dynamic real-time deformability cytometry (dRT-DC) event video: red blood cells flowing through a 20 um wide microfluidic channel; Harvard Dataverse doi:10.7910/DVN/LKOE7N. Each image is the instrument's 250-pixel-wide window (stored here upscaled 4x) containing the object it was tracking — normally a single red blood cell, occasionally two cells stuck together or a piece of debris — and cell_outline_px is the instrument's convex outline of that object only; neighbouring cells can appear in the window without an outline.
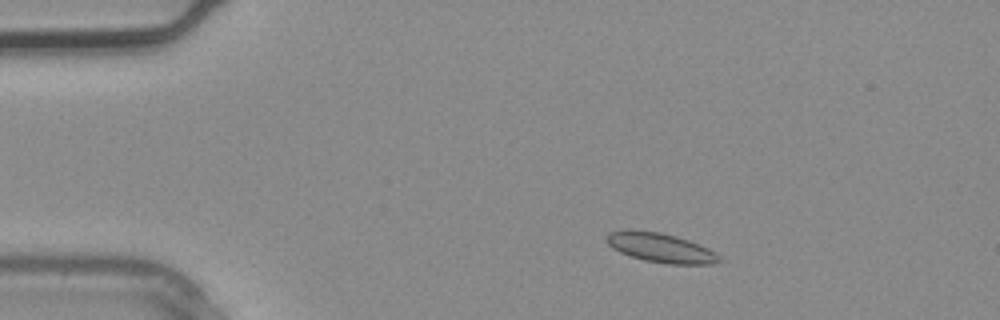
{"species": "common noctule bat (a hibernating species)", "species_latin": "Nyctalus noctula", "temperature_condition": "warm", "stored_images_in_passage": 3, "camera_frame_rate_fps": 3000, "um_per_image_px": 0.085, "animal": {"sex": "male", "body_mass_g": 20.4}, "frame": {"image": 1, "passage_image": 2, "time_ms": 0.333, "image_size_px": [1000, 320], "cell_outline_px": [[724, 260], [712, 264], [668, 264], [644, 260], [620, 252], [612, 248], [604, 240], [608, 232], [628, 228], [632, 228], [660, 232], [676, 236], [688, 240], [708, 248], [716, 252]], "centroid_in_image_um": [56.12, 21.03], "position_along_channel_um": 28.9, "area_um2": 19.65}}